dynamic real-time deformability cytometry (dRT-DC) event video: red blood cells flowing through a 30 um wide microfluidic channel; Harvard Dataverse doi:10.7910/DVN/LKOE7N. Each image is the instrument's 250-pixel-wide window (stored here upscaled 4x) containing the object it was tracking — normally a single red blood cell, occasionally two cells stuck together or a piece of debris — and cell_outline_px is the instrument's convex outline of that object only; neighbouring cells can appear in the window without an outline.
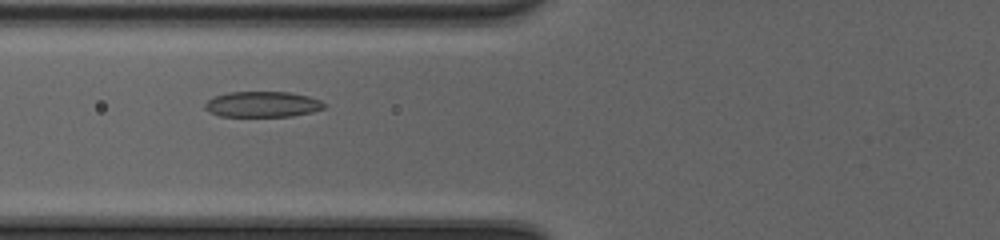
{"species": "common noctule bat (a hibernating species)", "species_latin": "Nyctalus noctula", "temperature_condition": "cold", "stored_images_in_passage": 40, "camera_frame_rate_fps": 3000, "um_per_image_px": 0.085, "animal": {"sex": "female", "body_mass_g": 20.0, "forearm_length_mm": 54.0}, "frame": {"image": 1, "passage_image": 11, "time_ms": 3.333, "image_size_px": [1000, 240], "cell_outline_px": [[328, 108], [312, 112], [292, 116], [220, 116], [208, 112], [204, 108], [204, 104], [212, 96], [228, 92], [288, 92], [308, 96], [320, 100], [328, 104]], "centroid_in_image_um": [22.33, 8.86], "position_along_channel_um": 103.5, "area_um2": 18.09}}
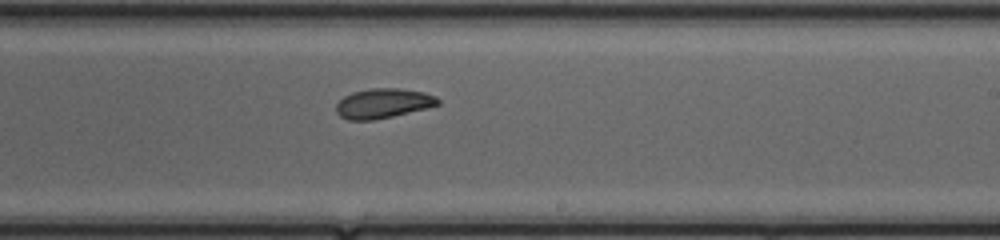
{"frame": {"image": 2, "passage_image": 22, "time_ms": 7.0, "image_size_px": [1000, 240], "cell_outline_px": [[440, 104], [428, 108], [376, 120], [348, 120], [340, 116], [336, 112], [336, 104], [344, 96], [352, 92], [372, 88], [400, 88], [424, 92], [436, 96], [440, 100]], "centroid_in_image_um": [32.58, 8.79], "position_along_channel_um": 256.4, "area_um2": 17.8}}
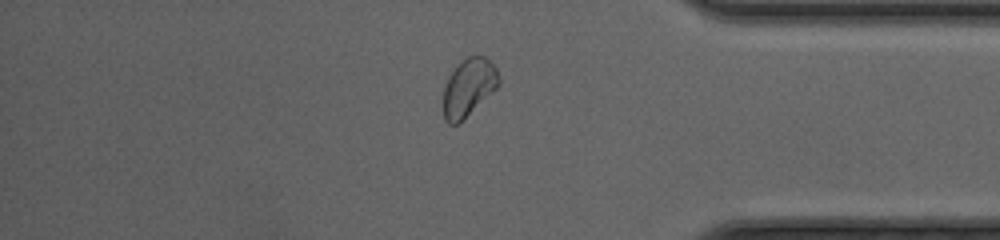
{"frame": {"image": 3, "passage_image": 33, "time_ms": 10.667, "image_size_px": [1000, 240], "cell_outline_px": [[500, 80], [496, 88], [456, 124], [448, 124], [444, 120], [444, 84], [448, 76], [468, 56], [484, 56], [496, 68], [500, 76]], "centroid_in_image_um": [39.82, 7.41], "position_along_channel_um": 395.4, "area_um2": 17.98}, "authors_computed_cell_mechanics": {"area_um2": 18.1781, "velocity_mm_per_s": 4.1707, "shape_relaxation_time_tau1_ms": 3.1188, "shape_relaxation_time_tau2_ms": 3.2489, "deformation_change_tau1": 0.1209, "deformation_change_tau2": 0.0849}}